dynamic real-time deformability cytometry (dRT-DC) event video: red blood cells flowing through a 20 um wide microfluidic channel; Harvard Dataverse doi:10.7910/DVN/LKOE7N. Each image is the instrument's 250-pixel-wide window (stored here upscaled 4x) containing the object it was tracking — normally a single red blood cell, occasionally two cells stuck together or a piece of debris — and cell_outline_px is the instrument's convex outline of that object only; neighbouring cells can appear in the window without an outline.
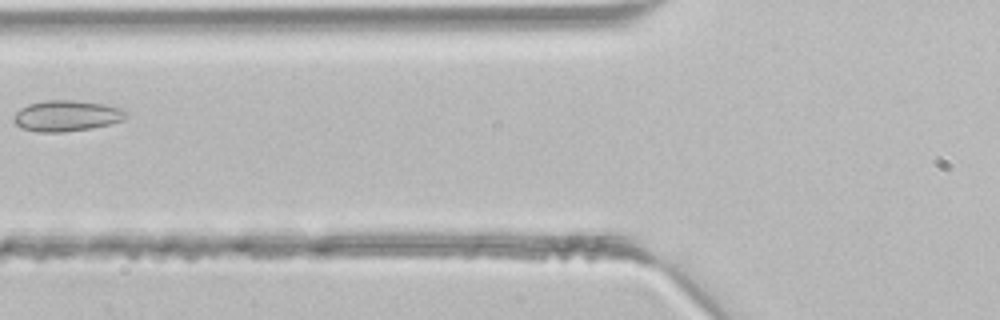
{"species": "common noctule bat (a hibernating species)", "species_latin": "Nyctalus noctula", "temperature_condition": "room temperature", "stored_images_in_passage": 3, "camera_frame_rate_fps": 3000, "um_per_image_px": 0.085, "animal": {"sex": "male", "body_mass_g": 21.5, "forearm_length_mm": 52.0}, "frame": {"image": 1, "passage_image": 3, "time_ms": 0.667, "image_size_px": [1000, 320], "cell_outline_px": [[128, 116], [124, 120], [92, 128], [60, 132], [36, 132], [24, 128], [16, 124], [12, 120], [12, 116], [20, 108], [28, 104], [44, 100], [72, 100], [104, 104], [128, 108]], "centroid_in_image_um": [5.7, 9.83], "position_along_channel_um": 120.1, "area_um2": 20.52}}